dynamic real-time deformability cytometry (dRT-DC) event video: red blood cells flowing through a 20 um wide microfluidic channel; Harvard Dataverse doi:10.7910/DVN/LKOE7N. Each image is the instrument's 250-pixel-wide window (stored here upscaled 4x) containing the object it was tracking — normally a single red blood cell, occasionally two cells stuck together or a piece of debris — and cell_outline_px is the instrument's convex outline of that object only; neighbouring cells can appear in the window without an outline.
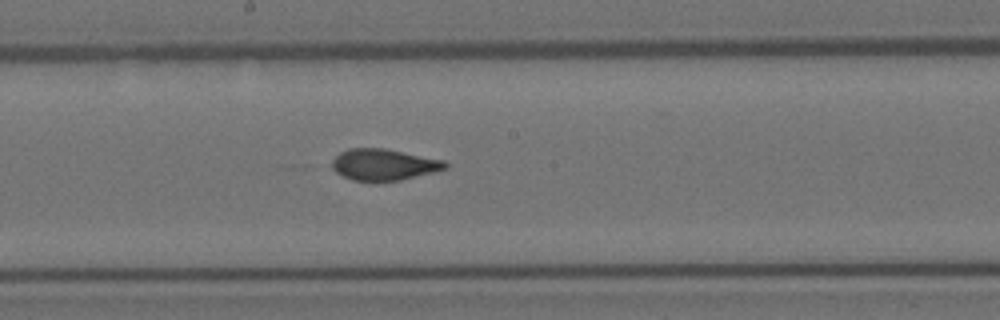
{"species": "Egyptian fruit bat (a non-hibernating species)", "species_latin": "Rousettus aegyptiacus", "temperature_condition": "room temperature", "stored_images_in_passage": 6, "camera_frame_rate_fps": 3000, "um_per_image_px": 0.085, "animal": {"sex": "female"}, "frame": {"image": 1, "passage_image": 6, "time_ms": 6.333, "image_size_px": [1000, 320], "cell_outline_px": [[448, 168], [400, 180], [352, 180], [336, 172], [332, 168], [332, 160], [340, 152], [348, 148], [384, 148], [444, 160], [448, 164]], "centroid_in_image_um": [32.61, 13.97], "position_along_channel_um": 215.6, "area_um2": 20.4}}